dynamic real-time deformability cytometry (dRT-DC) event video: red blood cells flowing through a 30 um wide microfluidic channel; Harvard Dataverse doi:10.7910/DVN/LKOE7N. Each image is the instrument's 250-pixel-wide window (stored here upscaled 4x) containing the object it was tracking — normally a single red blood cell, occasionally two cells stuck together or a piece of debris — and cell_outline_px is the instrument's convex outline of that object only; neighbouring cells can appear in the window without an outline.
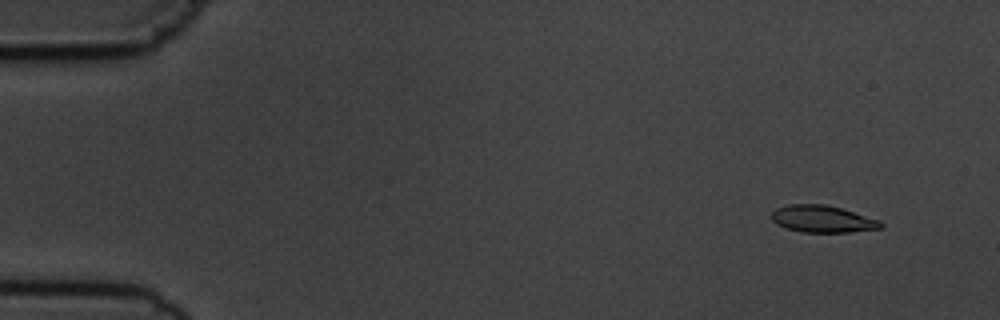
{"species": "common noctule bat (a hibernating species)", "species_latin": "Nyctalus noctula", "temperature_condition": "cold", "stored_images_in_passage": 6, "camera_frame_rate_fps": 3000, "um_per_image_px": 0.085, "animal": {"sex": "male", "body_mass_g": 19.5, "forearm_length_mm": 54.6}, "frame": {"image": 1, "passage_image": 2, "time_ms": 1.0, "image_size_px": [1000, 320], "cell_outline_px": [[884, 228], [848, 232], [804, 232], [788, 228], [776, 224], [768, 216], [776, 208], [788, 204], [824, 204], [840, 208], [880, 220], [884, 224]], "centroid_in_image_um": [69.9, 18.61], "position_along_channel_um": 15.1, "area_um2": 17.22}}
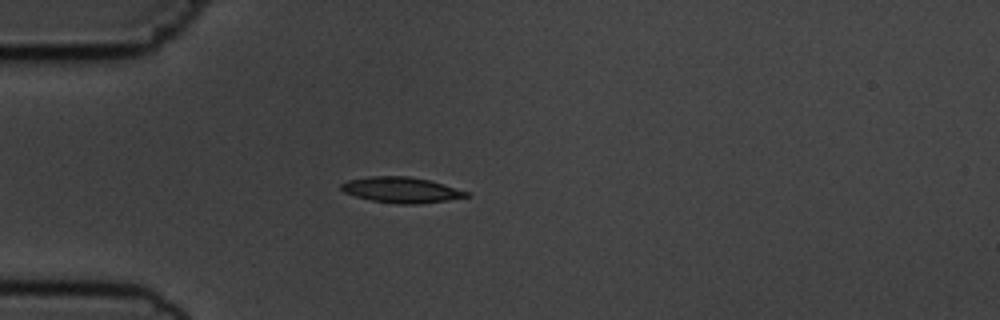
{"frame": {"image": 2, "passage_image": 5, "time_ms": 4.667, "image_size_px": [1000, 320], "cell_outline_px": [[472, 196], [420, 204], [396, 204], [372, 200], [356, 196], [344, 192], [340, 188], [340, 184], [348, 180], [368, 176], [408, 176], [428, 180], [444, 184], [468, 192]], "centroid_in_image_um": [34.1, 16.14], "position_along_channel_um": 50.9, "area_um2": 18.67}}